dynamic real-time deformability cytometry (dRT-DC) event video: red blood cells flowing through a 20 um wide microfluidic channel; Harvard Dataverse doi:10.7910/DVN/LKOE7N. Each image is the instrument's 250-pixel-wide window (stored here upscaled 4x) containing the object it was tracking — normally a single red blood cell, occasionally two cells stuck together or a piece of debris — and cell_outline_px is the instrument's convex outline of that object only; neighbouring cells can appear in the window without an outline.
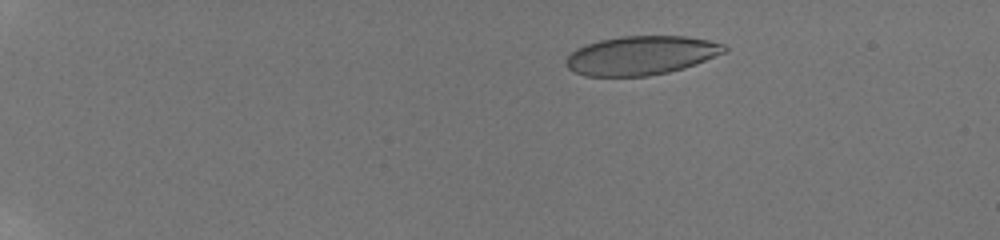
{"species": "human", "species_latin": "Homo sapiens", "temperature_condition": "room temperature", "stored_images_in_passage": 57, "camera_frame_rate_fps": 3000, "um_per_image_px": 0.085, "donor": {"sex": "male"}, "frame": {"image": 1, "passage_image": 13, "time_ms": 4.0, "image_size_px": [1000, 240], "cell_outline_px": [[728, 52], [684, 68], [668, 72], [648, 76], [584, 76], [568, 68], [564, 64], [564, 60], [576, 48], [584, 44], [600, 40], [620, 36], [684, 36], [708, 40], [724, 44], [728, 48]], "centroid_in_image_um": [54.49, 4.71], "position_along_channel_um": 30.5, "area_um2": 36.13}}
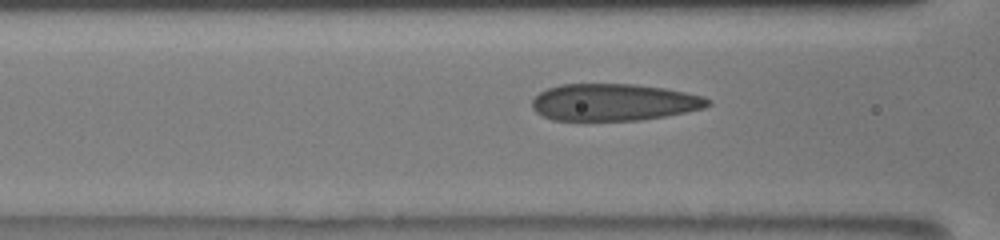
{"frame": {"image": 2, "passage_image": 29, "time_ms": 9.333, "image_size_px": [1000, 240], "cell_outline_px": [[712, 104], [704, 108], [664, 116], [640, 120], [552, 120], [536, 112], [532, 108], [532, 100], [540, 92], [548, 88], [560, 84], [636, 84], [664, 88], [704, 96], [712, 100]], "centroid_in_image_um": [52.19, 8.68], "position_along_channel_um": 114.4, "area_um2": 37.86}}
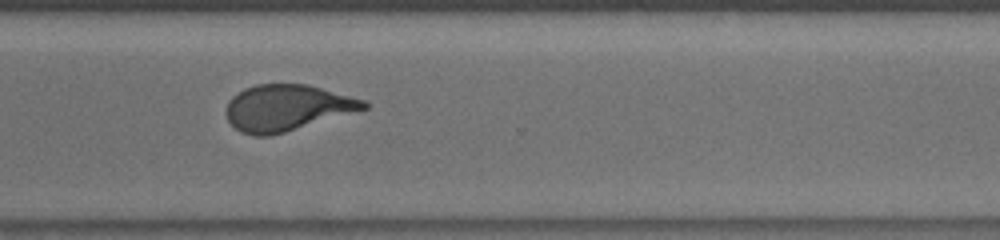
{"frame": {"image": 3, "passage_image": 47, "time_ms": 15.333, "image_size_px": [1000, 240], "cell_outline_px": [[368, 108], [284, 132], [268, 136], [256, 136], [240, 132], [228, 120], [224, 112], [228, 100], [232, 96], [244, 88], [256, 84], [308, 84], [364, 100], [368, 104]], "centroid_in_image_um": [24.33, 9.15], "position_along_channel_um": 346.3, "area_um2": 36.82}, "authors_computed_cell_mechanics": {"area_um2": 36.8764, "velocity_mm_per_s": 3.859, "shape_relaxation_time_tau1_ms": 5.36, "shape_relaxation_time_tau2_ms": 0.7958, "deformation_change_tau1": 0.1954, "deformation_change_tau2": 0.0723}}